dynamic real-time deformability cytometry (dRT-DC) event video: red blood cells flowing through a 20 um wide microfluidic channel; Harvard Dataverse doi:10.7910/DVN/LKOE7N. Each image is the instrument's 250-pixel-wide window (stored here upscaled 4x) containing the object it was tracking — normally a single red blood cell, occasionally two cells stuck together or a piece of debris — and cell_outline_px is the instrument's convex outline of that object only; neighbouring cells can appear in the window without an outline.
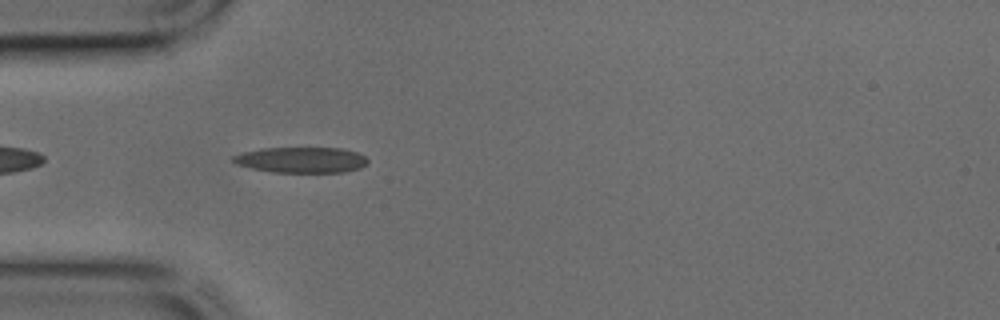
{"species": "common noctule bat (a hibernating species)", "species_latin": "Nyctalus noctula", "temperature_condition": "cold", "stored_images_in_passage": 21, "camera_frame_rate_fps": 3000, "um_per_image_px": 0.085, "animal": {"sex": "male", "body_mass_g": 17.9, "forearm_length_mm": 54.2}, "frame": {"image": 1, "passage_image": 12, "time_ms": 3.667, "image_size_px": [1000, 320], "cell_outline_px": [[368, 160], [360, 168], [344, 172], [272, 172], [252, 168], [236, 164], [232, 160], [232, 156], [244, 152], [260, 148], [340, 148], [356, 152], [364, 156]], "centroid_in_image_um": [25.59, 13.59], "position_along_channel_um": 59.4, "area_um2": 20.0}}
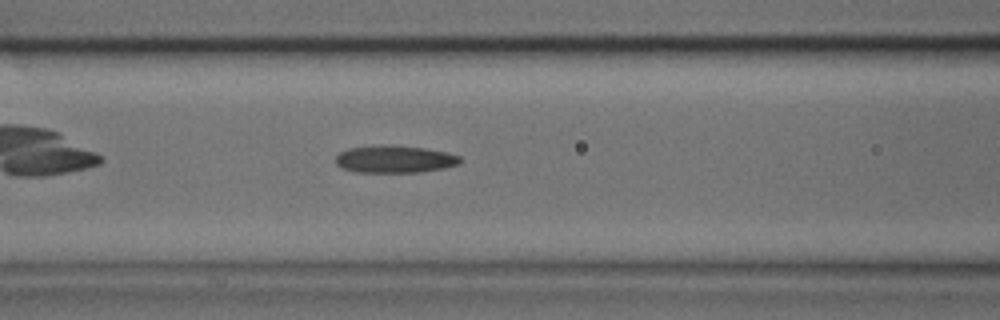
{"frame": {"image": 2, "passage_image": 17, "time_ms": 5.333, "image_size_px": [1000, 320], "cell_outline_px": [[460, 164], [444, 168], [420, 172], [356, 172], [340, 168], [336, 164], [336, 156], [340, 152], [348, 148], [380, 144], [392, 144], [424, 148], [448, 152], [460, 156]], "centroid_in_image_um": [33.53, 13.52], "position_along_channel_um": 133.1, "area_um2": 20.17}}